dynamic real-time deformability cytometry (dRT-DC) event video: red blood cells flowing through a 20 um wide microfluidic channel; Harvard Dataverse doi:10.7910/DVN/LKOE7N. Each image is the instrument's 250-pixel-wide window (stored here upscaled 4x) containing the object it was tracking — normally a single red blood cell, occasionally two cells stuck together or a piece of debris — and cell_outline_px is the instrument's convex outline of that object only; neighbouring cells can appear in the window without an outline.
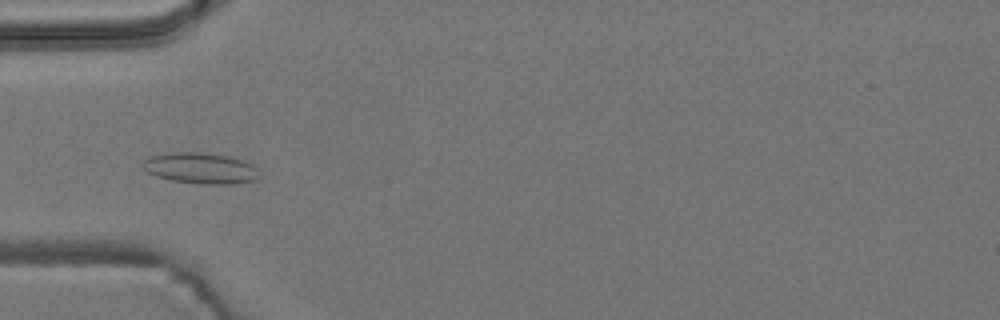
{"species": "common noctule bat (a hibernating species)", "species_latin": "Nyctalus noctula", "temperature_condition": "room temperature", "stored_images_in_passage": 10, "camera_frame_rate_fps": 3000, "um_per_image_px": 0.085, "animal": {"sex": "male", "body_mass_g": 19.2, "forearm_length_mm": 51.8}, "frame": {"image": 1, "passage_image": 5, "time_ms": 1.333, "image_size_px": [1000, 320], "cell_outline_px": [[260, 176], [256, 180], [232, 184], [204, 184], [172, 180], [156, 176], [148, 172], [140, 164], [148, 156], [172, 152], [204, 152], [228, 156], [244, 160], [252, 164], [256, 168]], "centroid_in_image_um": [17.05, 14.28], "position_along_channel_um": 68.0, "area_um2": 21.15}}
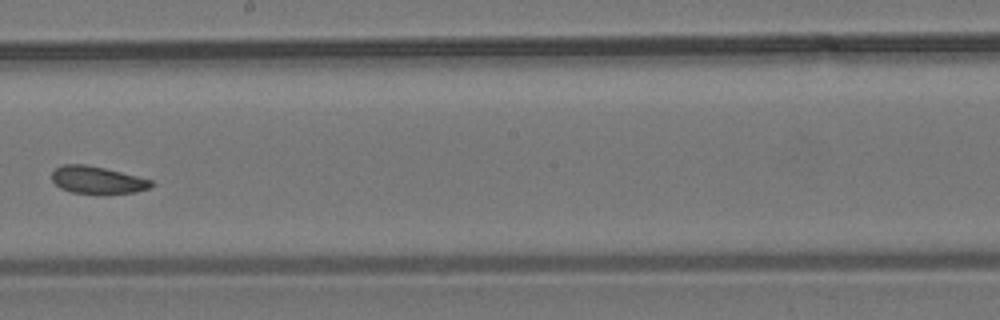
{"frame": {"image": 2, "passage_image": 9, "time_ms": 2.667, "image_size_px": [1000, 320], "cell_outline_px": [[156, 184], [148, 188], [136, 192], [104, 196], [72, 192], [60, 188], [52, 180], [52, 172], [56, 168], [64, 164], [84, 164], [104, 168], [152, 180]], "centroid_in_image_um": [8.29, 15.34], "position_along_channel_um": 239.9, "area_um2": 16.24}}
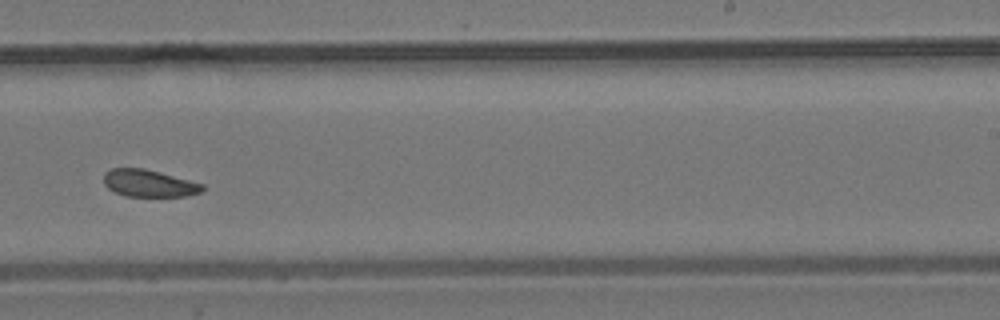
{"frame": {"image": 3, "passage_image": 10, "time_ms": 3.0, "image_size_px": [1000, 320], "cell_outline_px": [[204, 192], [188, 196], [124, 196], [108, 188], [104, 184], [104, 172], [112, 168], [144, 168], [160, 172], [204, 184]], "centroid_in_image_um": [12.68, 15.58], "position_along_channel_um": 276.3, "area_um2": 15.72}}